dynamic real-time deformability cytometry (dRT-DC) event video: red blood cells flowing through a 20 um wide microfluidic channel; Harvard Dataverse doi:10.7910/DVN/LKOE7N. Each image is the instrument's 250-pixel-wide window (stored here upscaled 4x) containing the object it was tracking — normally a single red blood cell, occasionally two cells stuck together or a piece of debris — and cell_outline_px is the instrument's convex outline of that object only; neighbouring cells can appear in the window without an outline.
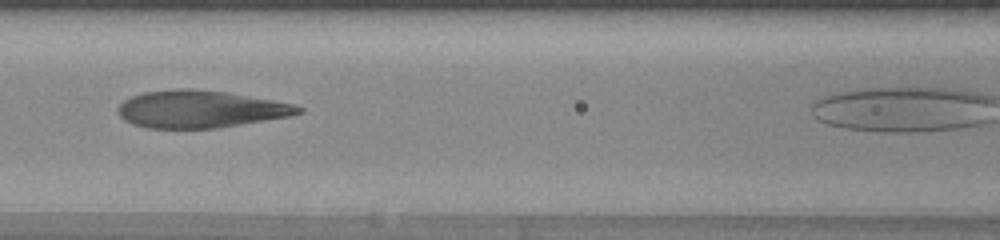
{"species": "human", "species_latin": "Homo sapiens", "temperature_condition": "warm", "stored_images_in_passage": 42, "camera_frame_rate_fps": 3000, "um_per_image_px": 0.085, "donor": {"sex": "female"}, "frame": {"image": 1, "passage_image": 21, "time_ms": 6.667, "image_size_px": [1000, 240], "cell_outline_px": [[304, 112], [288, 116], [216, 128], [148, 128], [132, 124], [124, 120], [120, 116], [120, 104], [124, 100], [132, 96], [144, 92], [176, 88], [192, 88], [228, 92], [292, 104], [304, 108]], "centroid_in_image_um": [17.01, 9.27], "position_along_channel_um": 149.6, "area_um2": 38.9}}
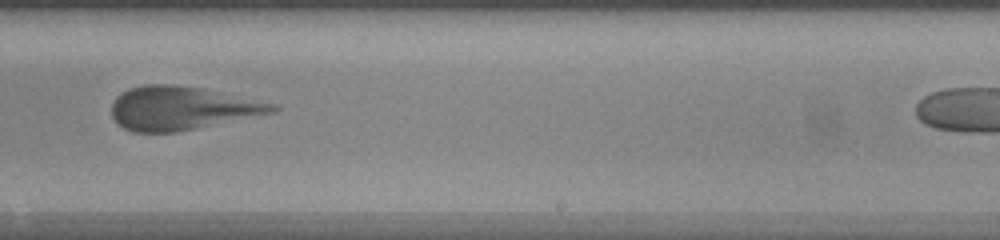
{"frame": {"image": 2, "passage_image": 30, "time_ms": 9.667, "image_size_px": [1000, 240], "cell_outline_px": [[280, 108], [272, 112], [196, 128], [176, 132], [132, 132], [124, 128], [112, 116], [112, 104], [116, 96], [128, 88], [144, 84], [172, 84], [200, 88], [276, 104]], "centroid_in_image_um": [15.37, 9.18], "position_along_channel_um": 273.6, "area_um2": 40.11}}
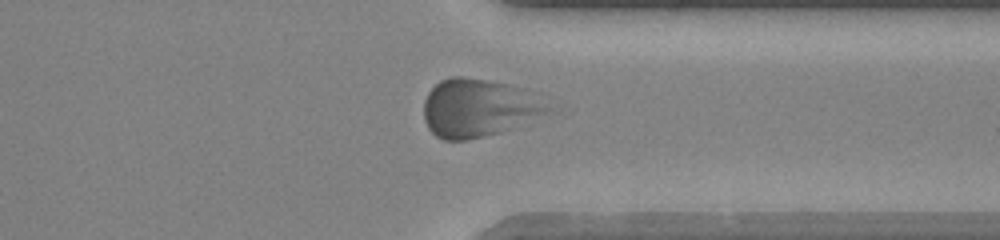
{"frame": {"image": 3, "passage_image": 37, "time_ms": 12.0, "image_size_px": [1000, 240], "cell_outline_px": [[552, 108], [544, 112], [500, 132], [468, 140], [444, 140], [436, 136], [428, 128], [424, 120], [424, 100], [428, 92], [440, 80], [452, 76], [464, 76], [488, 80], [508, 84], [520, 88]], "centroid_in_image_um": [40.53, 9.16], "position_along_channel_um": 370.9, "area_um2": 40.98}}